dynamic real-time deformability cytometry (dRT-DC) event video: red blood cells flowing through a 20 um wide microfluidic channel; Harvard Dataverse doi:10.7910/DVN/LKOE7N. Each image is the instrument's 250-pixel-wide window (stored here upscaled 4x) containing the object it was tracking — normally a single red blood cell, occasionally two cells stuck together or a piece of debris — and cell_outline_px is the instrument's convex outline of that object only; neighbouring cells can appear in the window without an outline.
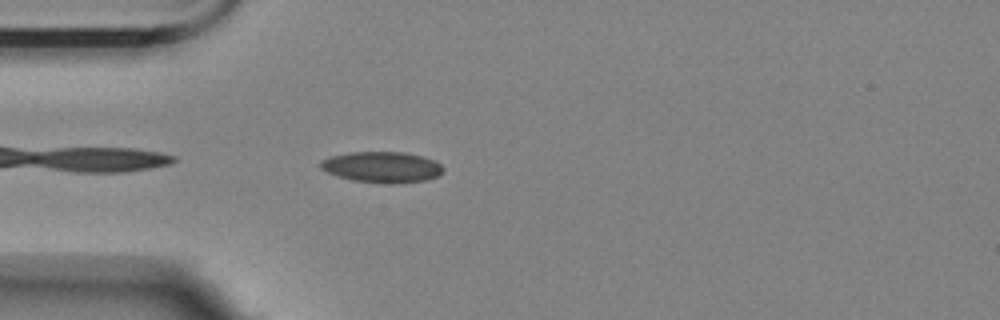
{"species": "Egyptian fruit bat (a non-hibernating species)", "species_latin": "Rousettus aegyptiacus", "temperature_condition": "room temperature", "stored_images_in_passage": 4, "camera_frame_rate_fps": 3000, "um_per_image_px": 0.085, "animal": {"sex": "female"}, "frame": {"image": 1, "passage_image": 4, "time_ms": 3.333, "image_size_px": [1000, 320], "cell_outline_px": [[444, 168], [436, 176], [424, 180], [392, 184], [352, 180], [328, 172], [320, 168], [320, 160], [332, 156], [348, 152], [404, 152], [436, 160]], "centroid_in_image_um": [32.46, 14.19], "position_along_channel_um": 52.5, "area_um2": 21.85}}